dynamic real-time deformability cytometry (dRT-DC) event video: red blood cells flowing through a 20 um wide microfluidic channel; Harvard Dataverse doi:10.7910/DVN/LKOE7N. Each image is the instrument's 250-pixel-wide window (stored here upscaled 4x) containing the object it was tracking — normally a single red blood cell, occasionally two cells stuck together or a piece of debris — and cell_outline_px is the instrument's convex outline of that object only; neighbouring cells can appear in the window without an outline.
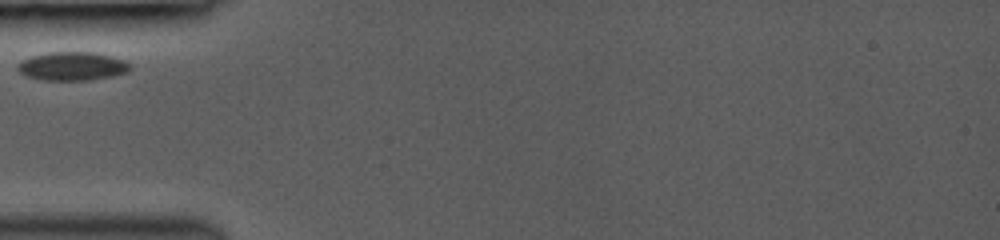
{"species": "common noctule bat (a hibernating species)", "species_latin": "Nyctalus noctula", "temperature_condition": "room temperature", "stored_images_in_passage": 10, "camera_frame_rate_fps": 3000, "um_per_image_px": 0.085, "animal": {"sex": "female", "body_mass_g": 19.0, "forearm_length_mm": 53.3}, "frame": {"image": 1, "passage_image": 1, "time_ms": 0.0, "image_size_px": [1000, 240], "cell_outline_px": [[132, 68], [128, 72], [112, 76], [88, 80], [44, 80], [28, 76], [20, 72], [16, 64], [32, 56], [48, 52], [96, 52], [124, 60]], "centroid_in_image_um": [6.16, 5.62], "position_along_channel_um": 78.8, "area_um2": 18.55}}
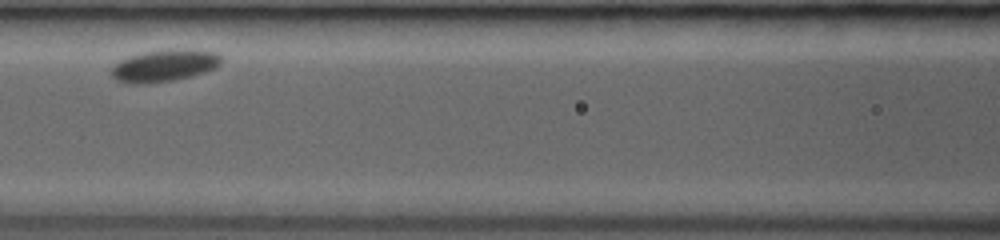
{"frame": {"image": 2, "passage_image": 5, "time_ms": 2.0, "image_size_px": [1000, 240], "cell_outline_px": [[224, 60], [216, 68], [192, 76], [172, 80], [144, 84], [128, 84], [116, 80], [112, 76], [112, 68], [120, 60], [128, 56], [144, 52], [188, 48], [216, 52]], "centroid_in_image_um": [14.0, 5.58], "position_along_channel_um": 152.6, "area_um2": 20.58}}